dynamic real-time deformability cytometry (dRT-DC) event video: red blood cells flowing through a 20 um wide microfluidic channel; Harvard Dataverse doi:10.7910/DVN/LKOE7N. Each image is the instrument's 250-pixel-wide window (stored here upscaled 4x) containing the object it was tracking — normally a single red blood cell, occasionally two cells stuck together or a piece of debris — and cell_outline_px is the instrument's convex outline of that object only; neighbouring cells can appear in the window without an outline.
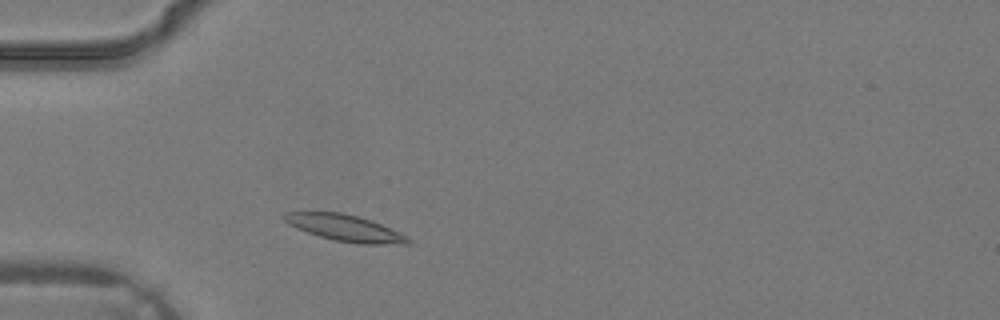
{"species": "common noctule bat (a hibernating species)", "species_latin": "Nyctalus noctula", "temperature_condition": "warm", "stored_images_in_passage": 1, "camera_frame_rate_fps": 3000, "um_per_image_px": 0.085, "animal": {"sex": "male", "body_mass_g": 19.2, "forearm_length_mm": 51.8}, "frame": {"image": 1, "passage_image": 1, "time_ms": 0.0, "image_size_px": [1000, 320], "cell_outline_px": [[412, 240], [408, 244], [360, 244], [332, 240], [296, 228], [288, 224], [280, 216], [284, 212], [340, 212], [372, 220]], "centroid_in_image_um": [29.25, 19.37], "position_along_channel_um": 55.8, "area_um2": 18.84}}